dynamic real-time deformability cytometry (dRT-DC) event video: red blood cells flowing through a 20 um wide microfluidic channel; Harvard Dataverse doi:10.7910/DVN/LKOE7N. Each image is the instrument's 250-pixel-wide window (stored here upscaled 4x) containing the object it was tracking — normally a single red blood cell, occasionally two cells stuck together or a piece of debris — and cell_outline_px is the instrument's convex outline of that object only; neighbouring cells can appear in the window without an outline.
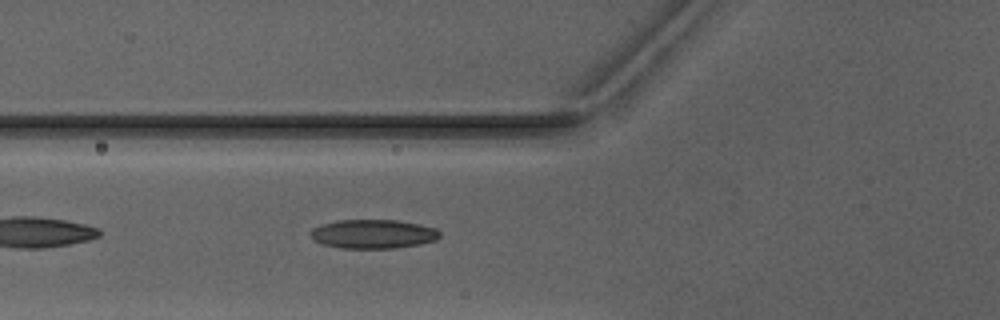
{"species": "Egyptian fruit bat (a non-hibernating species)", "species_latin": "Rousettus aegyptiacus", "temperature_condition": "warm", "stored_images_in_passage": 4, "camera_frame_rate_fps": 3000, "um_per_image_px": 0.085, "animal": {"sex": "male"}, "frame": {"image": 1, "passage_image": 4, "time_ms": 3.333, "image_size_px": [1000, 320], "cell_outline_px": [[440, 236], [436, 240], [420, 244], [396, 248], [340, 248], [324, 244], [316, 240], [308, 232], [312, 228], [320, 224], [336, 220], [396, 220], [420, 224], [436, 228], [440, 232]], "centroid_in_image_um": [31.72, 19.88], "position_along_channel_um": 94.1, "area_um2": 21.91}}